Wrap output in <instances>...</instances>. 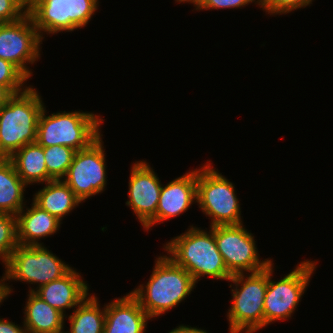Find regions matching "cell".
<instances>
[{
	"label": "cell",
	"mask_w": 333,
	"mask_h": 333,
	"mask_svg": "<svg viewBox=\"0 0 333 333\" xmlns=\"http://www.w3.org/2000/svg\"><path fill=\"white\" fill-rule=\"evenodd\" d=\"M152 274L148 282L140 284L130 293L151 318L167 313L179 306L196 288L193 277L169 256L155 257Z\"/></svg>",
	"instance_id": "cell-1"
},
{
	"label": "cell",
	"mask_w": 333,
	"mask_h": 333,
	"mask_svg": "<svg viewBox=\"0 0 333 333\" xmlns=\"http://www.w3.org/2000/svg\"><path fill=\"white\" fill-rule=\"evenodd\" d=\"M190 228L163 244V250L179 266L183 267L198 284L202 277L229 281L227 270L213 234V226L206 231L190 225Z\"/></svg>",
	"instance_id": "cell-2"
},
{
	"label": "cell",
	"mask_w": 333,
	"mask_h": 333,
	"mask_svg": "<svg viewBox=\"0 0 333 333\" xmlns=\"http://www.w3.org/2000/svg\"><path fill=\"white\" fill-rule=\"evenodd\" d=\"M32 85L13 94L0 107V157L9 158L23 146L36 142L44 101Z\"/></svg>",
	"instance_id": "cell-3"
},
{
	"label": "cell",
	"mask_w": 333,
	"mask_h": 333,
	"mask_svg": "<svg viewBox=\"0 0 333 333\" xmlns=\"http://www.w3.org/2000/svg\"><path fill=\"white\" fill-rule=\"evenodd\" d=\"M44 106L38 121L36 142L42 147L68 146L76 151L89 147L101 135L102 116L93 112L58 111L47 115Z\"/></svg>",
	"instance_id": "cell-4"
},
{
	"label": "cell",
	"mask_w": 333,
	"mask_h": 333,
	"mask_svg": "<svg viewBox=\"0 0 333 333\" xmlns=\"http://www.w3.org/2000/svg\"><path fill=\"white\" fill-rule=\"evenodd\" d=\"M228 282L232 291L231 307L226 315L229 333H256L263 329L268 266L258 272L232 275Z\"/></svg>",
	"instance_id": "cell-5"
},
{
	"label": "cell",
	"mask_w": 333,
	"mask_h": 333,
	"mask_svg": "<svg viewBox=\"0 0 333 333\" xmlns=\"http://www.w3.org/2000/svg\"><path fill=\"white\" fill-rule=\"evenodd\" d=\"M71 268L45 245H18L4 267L5 273L0 277L5 298L13 293L10 281L29 283L28 292H35L41 286L64 276ZM32 284L37 285L36 288H32Z\"/></svg>",
	"instance_id": "cell-6"
},
{
	"label": "cell",
	"mask_w": 333,
	"mask_h": 333,
	"mask_svg": "<svg viewBox=\"0 0 333 333\" xmlns=\"http://www.w3.org/2000/svg\"><path fill=\"white\" fill-rule=\"evenodd\" d=\"M211 160L197 168V204L211 220L210 227L244 223L235 185L213 167Z\"/></svg>",
	"instance_id": "cell-7"
},
{
	"label": "cell",
	"mask_w": 333,
	"mask_h": 333,
	"mask_svg": "<svg viewBox=\"0 0 333 333\" xmlns=\"http://www.w3.org/2000/svg\"><path fill=\"white\" fill-rule=\"evenodd\" d=\"M317 266V261L304 259L296 265L294 270L277 281L272 279L274 263L268 266V285L264 298V328L273 322L292 318Z\"/></svg>",
	"instance_id": "cell-8"
},
{
	"label": "cell",
	"mask_w": 333,
	"mask_h": 333,
	"mask_svg": "<svg viewBox=\"0 0 333 333\" xmlns=\"http://www.w3.org/2000/svg\"><path fill=\"white\" fill-rule=\"evenodd\" d=\"M98 7L99 0H28L27 13L44 40L46 34L86 27Z\"/></svg>",
	"instance_id": "cell-9"
},
{
	"label": "cell",
	"mask_w": 333,
	"mask_h": 333,
	"mask_svg": "<svg viewBox=\"0 0 333 333\" xmlns=\"http://www.w3.org/2000/svg\"><path fill=\"white\" fill-rule=\"evenodd\" d=\"M244 226L243 223L213 226L218 251L232 275L258 272L274 262L270 258L261 260L256 239Z\"/></svg>",
	"instance_id": "cell-10"
},
{
	"label": "cell",
	"mask_w": 333,
	"mask_h": 333,
	"mask_svg": "<svg viewBox=\"0 0 333 333\" xmlns=\"http://www.w3.org/2000/svg\"><path fill=\"white\" fill-rule=\"evenodd\" d=\"M102 136L103 134L89 147L76 151L67 174L62 179L81 202L106 190L107 163Z\"/></svg>",
	"instance_id": "cell-11"
},
{
	"label": "cell",
	"mask_w": 333,
	"mask_h": 333,
	"mask_svg": "<svg viewBox=\"0 0 333 333\" xmlns=\"http://www.w3.org/2000/svg\"><path fill=\"white\" fill-rule=\"evenodd\" d=\"M43 39L27 13L21 19L0 25V58L17 66L29 79V69L40 59Z\"/></svg>",
	"instance_id": "cell-12"
},
{
	"label": "cell",
	"mask_w": 333,
	"mask_h": 333,
	"mask_svg": "<svg viewBox=\"0 0 333 333\" xmlns=\"http://www.w3.org/2000/svg\"><path fill=\"white\" fill-rule=\"evenodd\" d=\"M128 200L130 207L144 231L156 225V210L162 183L153 167L145 160L133 162L129 174Z\"/></svg>",
	"instance_id": "cell-13"
},
{
	"label": "cell",
	"mask_w": 333,
	"mask_h": 333,
	"mask_svg": "<svg viewBox=\"0 0 333 333\" xmlns=\"http://www.w3.org/2000/svg\"><path fill=\"white\" fill-rule=\"evenodd\" d=\"M197 203V168L162 184L156 210V224L180 216Z\"/></svg>",
	"instance_id": "cell-14"
},
{
	"label": "cell",
	"mask_w": 333,
	"mask_h": 333,
	"mask_svg": "<svg viewBox=\"0 0 333 333\" xmlns=\"http://www.w3.org/2000/svg\"><path fill=\"white\" fill-rule=\"evenodd\" d=\"M76 268L64 276L41 286L35 293L51 307L66 316V309H75L90 293L89 284Z\"/></svg>",
	"instance_id": "cell-15"
},
{
	"label": "cell",
	"mask_w": 333,
	"mask_h": 333,
	"mask_svg": "<svg viewBox=\"0 0 333 333\" xmlns=\"http://www.w3.org/2000/svg\"><path fill=\"white\" fill-rule=\"evenodd\" d=\"M148 320L151 318L129 292L105 304L103 333H146Z\"/></svg>",
	"instance_id": "cell-16"
},
{
	"label": "cell",
	"mask_w": 333,
	"mask_h": 333,
	"mask_svg": "<svg viewBox=\"0 0 333 333\" xmlns=\"http://www.w3.org/2000/svg\"><path fill=\"white\" fill-rule=\"evenodd\" d=\"M31 208H23L17 215V240L19 245L39 246L40 240L57 233L63 222L42 210L34 202ZM40 241V242H39Z\"/></svg>",
	"instance_id": "cell-17"
},
{
	"label": "cell",
	"mask_w": 333,
	"mask_h": 333,
	"mask_svg": "<svg viewBox=\"0 0 333 333\" xmlns=\"http://www.w3.org/2000/svg\"><path fill=\"white\" fill-rule=\"evenodd\" d=\"M24 306L23 325L27 333L65 332V315L51 307L35 292H28Z\"/></svg>",
	"instance_id": "cell-18"
},
{
	"label": "cell",
	"mask_w": 333,
	"mask_h": 333,
	"mask_svg": "<svg viewBox=\"0 0 333 333\" xmlns=\"http://www.w3.org/2000/svg\"><path fill=\"white\" fill-rule=\"evenodd\" d=\"M32 201L59 221L82 203L63 180L44 183L42 189L33 194Z\"/></svg>",
	"instance_id": "cell-19"
},
{
	"label": "cell",
	"mask_w": 333,
	"mask_h": 333,
	"mask_svg": "<svg viewBox=\"0 0 333 333\" xmlns=\"http://www.w3.org/2000/svg\"><path fill=\"white\" fill-rule=\"evenodd\" d=\"M9 159L17 174L27 186L48 182L43 147L37 142L23 146L13 153Z\"/></svg>",
	"instance_id": "cell-20"
},
{
	"label": "cell",
	"mask_w": 333,
	"mask_h": 333,
	"mask_svg": "<svg viewBox=\"0 0 333 333\" xmlns=\"http://www.w3.org/2000/svg\"><path fill=\"white\" fill-rule=\"evenodd\" d=\"M25 188L11 160L0 157V213L17 215L24 208Z\"/></svg>",
	"instance_id": "cell-21"
},
{
	"label": "cell",
	"mask_w": 333,
	"mask_h": 333,
	"mask_svg": "<svg viewBox=\"0 0 333 333\" xmlns=\"http://www.w3.org/2000/svg\"><path fill=\"white\" fill-rule=\"evenodd\" d=\"M99 298L89 294L69 316V331L65 333H103L105 325V305L100 307Z\"/></svg>",
	"instance_id": "cell-22"
},
{
	"label": "cell",
	"mask_w": 333,
	"mask_h": 333,
	"mask_svg": "<svg viewBox=\"0 0 333 333\" xmlns=\"http://www.w3.org/2000/svg\"><path fill=\"white\" fill-rule=\"evenodd\" d=\"M43 152L48 172V182L62 180L67 174L76 150L68 146L53 145L43 147Z\"/></svg>",
	"instance_id": "cell-23"
},
{
	"label": "cell",
	"mask_w": 333,
	"mask_h": 333,
	"mask_svg": "<svg viewBox=\"0 0 333 333\" xmlns=\"http://www.w3.org/2000/svg\"><path fill=\"white\" fill-rule=\"evenodd\" d=\"M18 245L16 215L0 213V260L4 266Z\"/></svg>",
	"instance_id": "cell-24"
},
{
	"label": "cell",
	"mask_w": 333,
	"mask_h": 333,
	"mask_svg": "<svg viewBox=\"0 0 333 333\" xmlns=\"http://www.w3.org/2000/svg\"><path fill=\"white\" fill-rule=\"evenodd\" d=\"M28 77L14 64L0 58V85L5 86L12 94L26 90Z\"/></svg>",
	"instance_id": "cell-25"
},
{
	"label": "cell",
	"mask_w": 333,
	"mask_h": 333,
	"mask_svg": "<svg viewBox=\"0 0 333 333\" xmlns=\"http://www.w3.org/2000/svg\"><path fill=\"white\" fill-rule=\"evenodd\" d=\"M314 0H259L260 8L268 15H286L310 6Z\"/></svg>",
	"instance_id": "cell-26"
},
{
	"label": "cell",
	"mask_w": 333,
	"mask_h": 333,
	"mask_svg": "<svg viewBox=\"0 0 333 333\" xmlns=\"http://www.w3.org/2000/svg\"><path fill=\"white\" fill-rule=\"evenodd\" d=\"M27 9L28 0H0V25L21 19Z\"/></svg>",
	"instance_id": "cell-27"
},
{
	"label": "cell",
	"mask_w": 333,
	"mask_h": 333,
	"mask_svg": "<svg viewBox=\"0 0 333 333\" xmlns=\"http://www.w3.org/2000/svg\"><path fill=\"white\" fill-rule=\"evenodd\" d=\"M251 3L256 4V6L260 7L259 0H204L200 6L196 9V11L203 10H218V9H239L243 8Z\"/></svg>",
	"instance_id": "cell-28"
},
{
	"label": "cell",
	"mask_w": 333,
	"mask_h": 333,
	"mask_svg": "<svg viewBox=\"0 0 333 333\" xmlns=\"http://www.w3.org/2000/svg\"><path fill=\"white\" fill-rule=\"evenodd\" d=\"M21 326L8 319L0 318V333H27L23 323Z\"/></svg>",
	"instance_id": "cell-29"
},
{
	"label": "cell",
	"mask_w": 333,
	"mask_h": 333,
	"mask_svg": "<svg viewBox=\"0 0 333 333\" xmlns=\"http://www.w3.org/2000/svg\"><path fill=\"white\" fill-rule=\"evenodd\" d=\"M168 333H208V331L198 327H191L189 325L186 326L180 324L176 328H173L172 330L168 331Z\"/></svg>",
	"instance_id": "cell-30"
},
{
	"label": "cell",
	"mask_w": 333,
	"mask_h": 333,
	"mask_svg": "<svg viewBox=\"0 0 333 333\" xmlns=\"http://www.w3.org/2000/svg\"><path fill=\"white\" fill-rule=\"evenodd\" d=\"M13 94L5 87L0 85V107L7 103Z\"/></svg>",
	"instance_id": "cell-31"
},
{
	"label": "cell",
	"mask_w": 333,
	"mask_h": 333,
	"mask_svg": "<svg viewBox=\"0 0 333 333\" xmlns=\"http://www.w3.org/2000/svg\"><path fill=\"white\" fill-rule=\"evenodd\" d=\"M204 0H175V2L176 3H187L188 2V4H193L194 6L193 7H195L194 9L196 10L199 6H200V4L203 2Z\"/></svg>",
	"instance_id": "cell-32"
},
{
	"label": "cell",
	"mask_w": 333,
	"mask_h": 333,
	"mask_svg": "<svg viewBox=\"0 0 333 333\" xmlns=\"http://www.w3.org/2000/svg\"><path fill=\"white\" fill-rule=\"evenodd\" d=\"M4 300H6V298H5V294H4V290H3V286H2V281L0 279V307H1V304L4 302Z\"/></svg>",
	"instance_id": "cell-33"
}]
</instances>
